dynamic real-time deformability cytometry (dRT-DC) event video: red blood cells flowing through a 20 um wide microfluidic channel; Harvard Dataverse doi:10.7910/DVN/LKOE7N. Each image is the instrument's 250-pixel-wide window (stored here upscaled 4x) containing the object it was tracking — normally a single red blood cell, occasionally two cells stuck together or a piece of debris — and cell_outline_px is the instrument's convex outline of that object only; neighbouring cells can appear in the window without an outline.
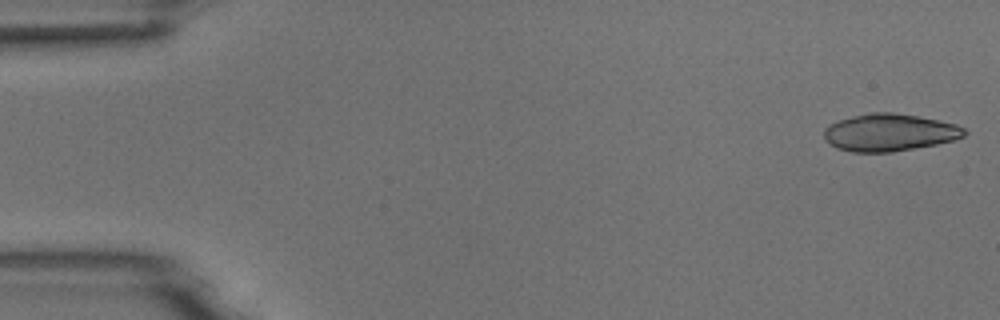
{"species": "common noctule bat (a hibernating species)", "species_latin": "Nyctalus noctula", "temperature_condition": "room temperature", "stored_images_in_passage": 5, "camera_frame_rate_fps": 3000, "um_per_image_px": 0.085, "animal": {"sex": "male", "body_mass_g": 18.8}, "frame": {"image": 1, "passage_image": 1, "time_ms": 0.0, "image_size_px": [1000, 320], "cell_outline_px": [[968, 132], [964, 136], [956, 140], [936, 144], [892, 152], [852, 152], [836, 148], [824, 140], [824, 128], [828, 124], [852, 116], [872, 112], [892, 112], [916, 116], [956, 124], [964, 128]], "centroid_in_image_um": [75.58, 11.27], "position_along_channel_um": 9.4, "area_um2": 30.58}}
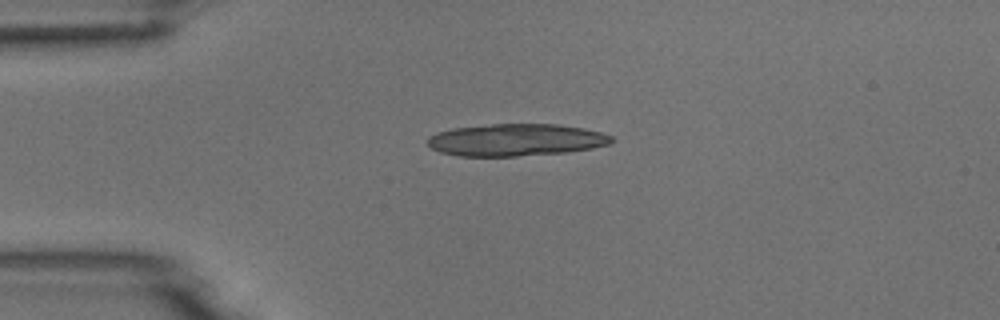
{"frame": {"image": 2, "passage_image": 4, "time_ms": 3.667, "image_size_px": [1000, 320], "cell_outline_px": [[616, 140], [608, 144], [592, 148], [564, 152], [516, 156], [460, 156], [440, 152], [432, 148], [428, 144], [428, 136], [436, 132], [452, 128], [492, 124], [556, 124], [584, 128], [600, 132], [612, 136]], "centroid_in_image_um": [43.84, 11.89], "position_along_channel_um": 41.2, "area_um2": 34.45}}